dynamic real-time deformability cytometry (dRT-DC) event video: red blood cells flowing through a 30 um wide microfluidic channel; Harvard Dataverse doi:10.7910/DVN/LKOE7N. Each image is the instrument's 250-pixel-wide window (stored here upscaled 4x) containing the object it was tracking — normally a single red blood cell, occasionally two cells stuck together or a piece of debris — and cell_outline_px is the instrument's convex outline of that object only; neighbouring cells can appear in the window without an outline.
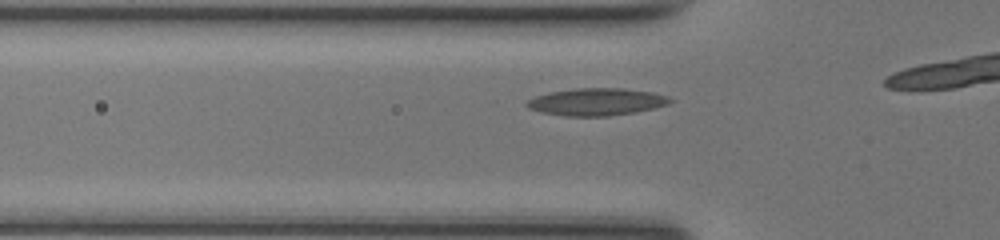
{"species": "common noctule bat (a hibernating species)", "species_latin": "Nyctalus noctula", "temperature_condition": "room temperature", "stored_images_in_passage": 8, "camera_frame_rate_fps": 3000, "um_per_image_px": 0.085, "animal": {"sex": "female", "body_mass_g": 17.0, "forearm_length_mm": 48.0}, "frame": {"image": 1, "passage_image": 3, "time_ms": 0.667, "image_size_px": [1000, 240], "cell_outline_px": [[672, 100], [668, 104], [636, 112], [608, 116], [568, 116], [544, 112], [528, 108], [524, 104], [528, 100], [536, 96], [552, 92], [576, 88], [620, 88], [652, 92], [668, 96]], "centroid_in_image_um": [50.71, 8.65], "position_along_channel_um": 75.1, "area_um2": 22.48}}
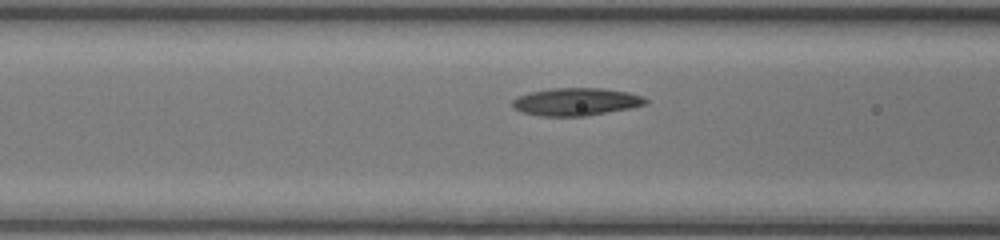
{"frame": {"image": 2, "passage_image": 6, "time_ms": 1.667, "image_size_px": [1000, 240], "cell_outline_px": [[648, 100], [644, 104], [628, 108], [584, 116], [540, 116], [524, 112], [516, 108], [512, 104], [512, 100], [528, 92], [552, 88], [604, 88], [628, 92], [644, 96]], "centroid_in_image_um": [48.97, 8.63], "position_along_channel_um": 117.6, "area_um2": 21.21}}